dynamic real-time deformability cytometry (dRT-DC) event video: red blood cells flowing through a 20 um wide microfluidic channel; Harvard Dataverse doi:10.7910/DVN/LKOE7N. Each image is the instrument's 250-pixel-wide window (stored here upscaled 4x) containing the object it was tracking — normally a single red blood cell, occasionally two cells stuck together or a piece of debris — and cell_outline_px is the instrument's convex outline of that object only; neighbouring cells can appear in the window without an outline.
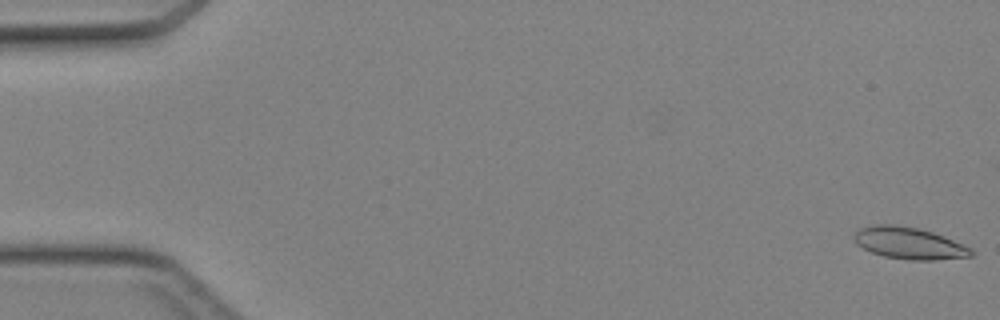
{"species": "Egyptian fruit bat (a non-hibernating species)", "species_latin": "Rousettus aegyptiacus", "temperature_condition": "cold", "stored_images_in_passage": 46, "camera_frame_rate_fps": 3000, "um_per_image_px": 0.085, "animal": {"sex": "female"}, "frame": {"image": 1, "passage_image": 1, "time_ms": 0.0, "image_size_px": [1000, 320], "cell_outline_px": [[972, 256], [932, 260], [912, 260], [884, 256], [872, 252], [856, 244], [856, 232], [860, 228], [876, 224], [896, 224], [916, 228], [932, 232], [944, 236], [972, 248]], "centroid_in_image_um": [77.29, 20.66], "position_along_channel_um": 7.7, "area_um2": 21.39}}
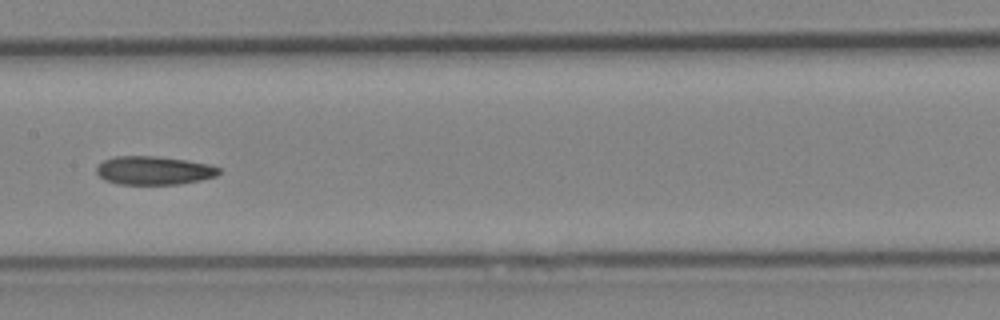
{"frame": {"image": 2, "passage_image": 24, "time_ms": 7.667, "image_size_px": [1000, 320], "cell_outline_px": [[220, 172], [216, 176], [200, 180], [180, 184], [116, 184], [104, 180], [96, 172], [96, 168], [104, 160], [116, 156], [156, 156], [188, 160], [208, 164], [220, 168]], "centroid_in_image_um": [13.08, 14.49], "position_along_channel_um": 194.3, "area_um2": 20.35}}
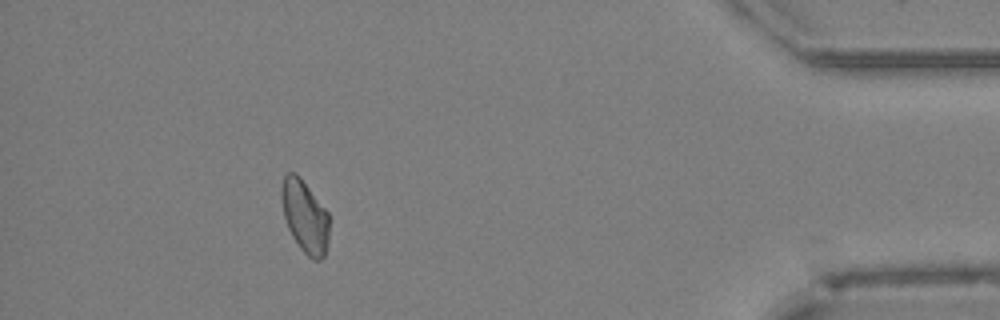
{"frame": {"image": 3, "passage_image": 42, "time_ms": 13.667, "image_size_px": [1000, 320], "cell_outline_px": [[328, 240], [324, 256], [320, 260], [312, 260], [300, 248], [292, 236], [288, 228], [284, 216], [280, 196], [280, 188], [284, 176], [288, 172], [296, 172], [300, 176], [328, 212]], "centroid_in_image_um": [25.89, 18.37], "position_along_channel_um": 409.3, "area_um2": 20.23}}